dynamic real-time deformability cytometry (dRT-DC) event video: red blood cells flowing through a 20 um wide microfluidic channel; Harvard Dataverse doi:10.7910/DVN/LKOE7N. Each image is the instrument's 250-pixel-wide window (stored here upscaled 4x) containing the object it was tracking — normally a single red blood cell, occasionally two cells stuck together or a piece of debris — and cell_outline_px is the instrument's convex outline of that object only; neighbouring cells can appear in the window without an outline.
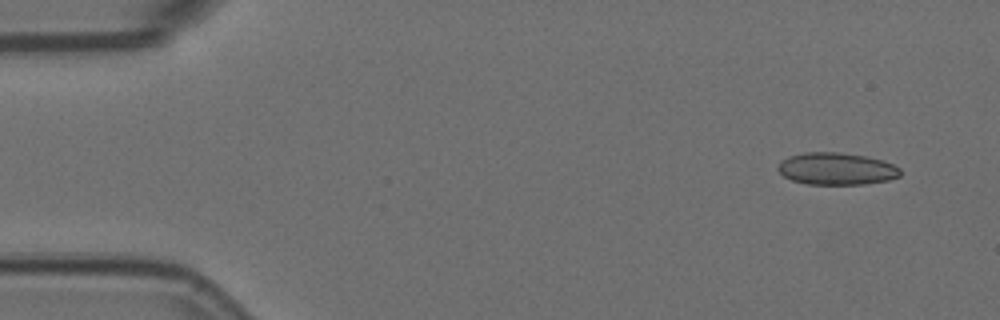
{"species": "Egyptian fruit bat (a non-hibernating species)", "species_latin": "Rousettus aegyptiacus", "temperature_condition": "room temperature", "stored_images_in_passage": 53, "camera_frame_rate_fps": 3000, "um_per_image_px": 0.085, "animal": {"sex": "female"}, "frame": {"image": 1, "passage_image": 1, "time_ms": 0.0, "image_size_px": [1000, 320], "cell_outline_px": [[900, 176], [888, 180], [864, 184], [808, 184], [792, 180], [784, 176], [776, 168], [780, 160], [788, 156], [804, 152], [840, 152], [864, 156], [884, 160], [900, 168]], "centroid_in_image_um": [71.08, 14.33], "position_along_channel_um": 13.9, "area_um2": 23.0}}
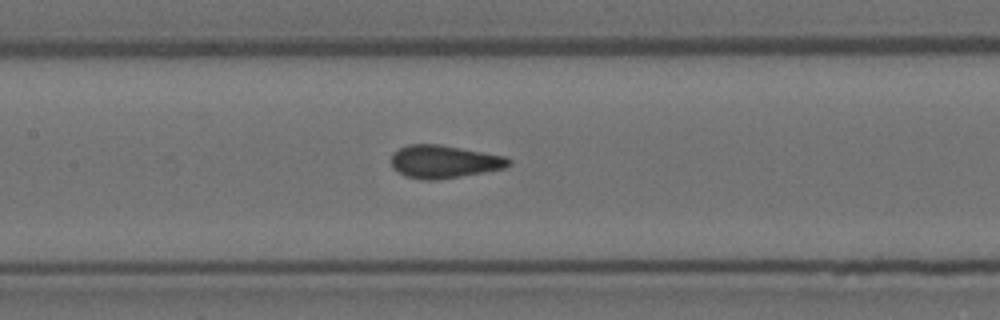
{"frame": {"image": 2, "passage_image": 23, "time_ms": 7.333, "image_size_px": [1000, 320], "cell_outline_px": [[512, 164], [504, 168], [460, 176], [436, 180], [424, 180], [404, 176], [392, 168], [392, 152], [408, 144], [440, 144], [504, 156], [512, 160]], "centroid_in_image_um": [37.72, 13.74], "position_along_channel_um": 169.7, "area_um2": 22.48}}
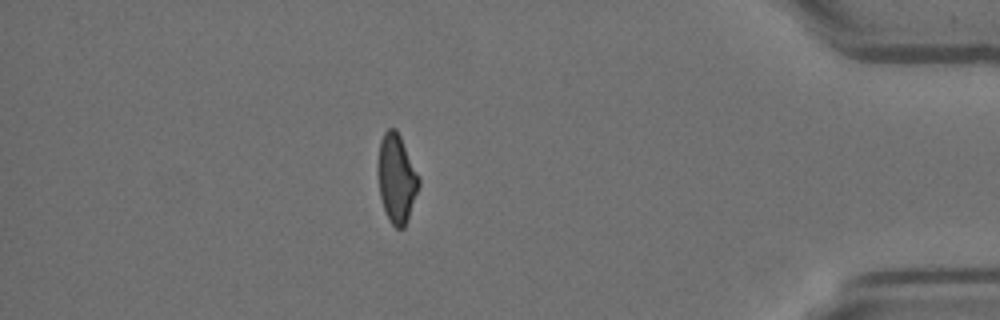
{"frame": {"image": 3, "passage_image": 46, "time_ms": 15.0, "image_size_px": [1000, 320], "cell_outline_px": [[420, 184], [404, 228], [396, 228], [388, 220], [384, 212], [380, 196], [376, 172], [376, 164], [380, 140], [384, 132], [388, 128], [396, 128], [420, 176]], "centroid_in_image_um": [33.68, 15.14], "position_along_channel_um": 401.5, "area_um2": 21.56}, "authors_computed_cell_mechanics": {"area_um2": 22.3108, "velocity_mm_per_s": 3.5911, "shape_relaxation_time_tau1_ms": null, "shape_relaxation_time_tau2_ms": 0.6822, "deformation_change_tau1": null, "deformation_change_tau2": 0.0786}}